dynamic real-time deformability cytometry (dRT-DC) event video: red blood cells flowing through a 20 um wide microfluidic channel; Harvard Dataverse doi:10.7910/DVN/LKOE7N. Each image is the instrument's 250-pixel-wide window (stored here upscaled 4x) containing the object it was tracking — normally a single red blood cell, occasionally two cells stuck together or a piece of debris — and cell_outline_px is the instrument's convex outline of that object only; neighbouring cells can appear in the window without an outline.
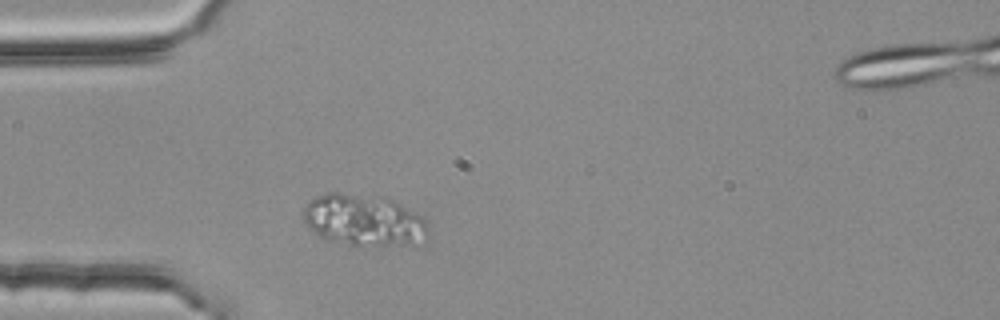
{"species": "common noctule bat (a hibernating species)", "species_latin": "Nyctalus noctula", "temperature_condition": "room temperature", "stored_images_in_passage": 5, "camera_frame_rate_fps": 3000, "um_per_image_px": 0.085, "animal": {"sex": "female", "body_mass_g": 25.1}, "frame": {"image": 1, "passage_image": 5, "time_ms": 1.333, "image_size_px": [1000, 320], "cell_outline_px": [[428, 224], [412, 244], [356, 248], [324, 240], [316, 236], [308, 228], [300, 212], [304, 204], [316, 196], [328, 192], [340, 192], [388, 196], [420, 216]], "centroid_in_image_um": [30.74, 18.71], "position_along_channel_um": 54.3, "area_um2": 38.44}}